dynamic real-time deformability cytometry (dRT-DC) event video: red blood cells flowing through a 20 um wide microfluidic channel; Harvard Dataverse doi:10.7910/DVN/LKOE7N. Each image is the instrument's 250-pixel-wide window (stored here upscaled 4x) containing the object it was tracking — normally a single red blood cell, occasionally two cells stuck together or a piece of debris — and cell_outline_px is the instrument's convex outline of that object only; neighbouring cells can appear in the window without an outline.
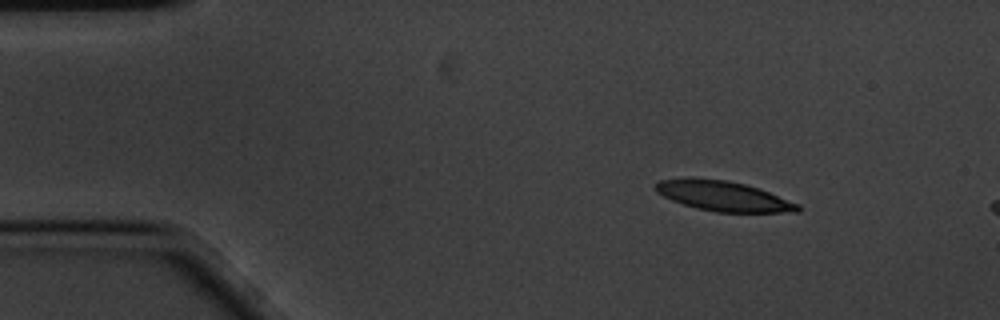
{"species": "common noctule bat (a hibernating species)", "species_latin": "Nyctalus noctula", "temperature_condition": "cold", "stored_images_in_passage": 4, "camera_frame_rate_fps": 3000, "um_per_image_px": 0.085, "animal": {"sex": "male", "body_mass_g": 20.1, "forearm_length_mm": 53.5}, "frame": {"image": 1, "passage_image": 1, "time_ms": 0.0, "image_size_px": [1000, 320], "cell_outline_px": [[800, 212], [716, 212], [696, 208], [672, 200], [656, 192], [656, 184], [660, 180], [688, 176], [692, 176], [728, 180], [760, 188], [800, 204]], "centroid_in_image_um": [61.48, 16.64], "position_along_channel_um": 23.5, "area_um2": 25.2}}